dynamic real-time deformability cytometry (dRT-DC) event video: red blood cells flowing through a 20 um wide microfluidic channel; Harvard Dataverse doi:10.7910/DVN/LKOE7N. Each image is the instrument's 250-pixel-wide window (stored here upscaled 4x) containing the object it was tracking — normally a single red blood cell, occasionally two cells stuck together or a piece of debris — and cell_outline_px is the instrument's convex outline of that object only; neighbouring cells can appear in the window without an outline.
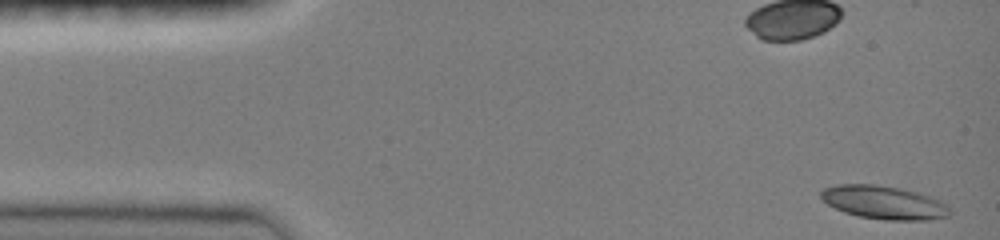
{"species": "common noctule bat (a hibernating species)", "species_latin": "Nyctalus noctula", "temperature_condition": "room temperature", "stored_images_in_passage": 44, "camera_frame_rate_fps": 3000, "um_per_image_px": 0.085, "animal": {"sex": "female", "body_mass_g": 19.0, "forearm_length_mm": 51.5}, "frame": {"image": 1, "passage_image": 1, "time_ms": 0.0, "image_size_px": [1000, 240], "cell_outline_px": [[952, 212], [948, 216], [928, 220], [884, 220], [856, 216], [844, 212], [828, 204], [820, 196], [820, 192], [824, 188], [836, 184], [872, 184], [900, 188], [916, 192], [940, 200]], "centroid_in_image_um": [75.11, 17.21], "position_along_channel_um": 9.9, "area_um2": 24.97}}
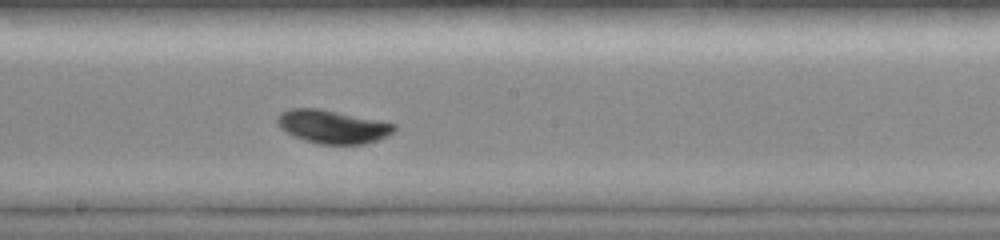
{"frame": {"image": 2, "passage_image": 25, "time_ms": 8.0, "image_size_px": [1000, 240], "cell_outline_px": [[396, 128], [388, 136], [364, 144], [320, 144], [304, 140], [280, 128], [276, 124], [276, 116], [280, 112], [288, 108], [320, 108], [396, 124]], "centroid_in_image_um": [28.23, 10.75], "position_along_channel_um": 220.0, "area_um2": 22.66}}
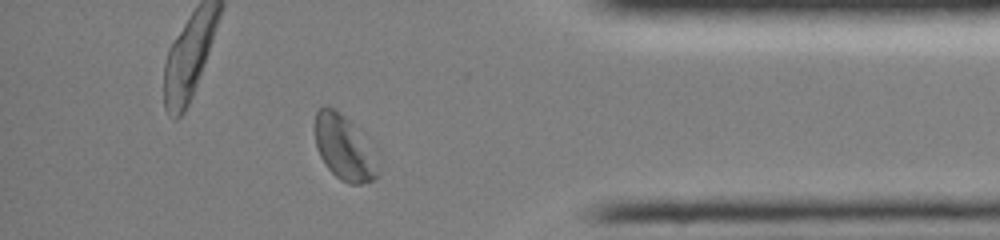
{"frame": {"image": 3, "passage_image": 40, "time_ms": 13.0, "image_size_px": [1000, 240], "cell_outline_px": [[380, 172], [372, 180], [360, 184], [348, 184], [340, 180], [328, 168], [320, 156], [316, 148], [316, 112], [324, 104], [332, 108], [344, 116], [376, 144], [380, 152]], "centroid_in_image_um": [29.39, 12.58], "position_along_channel_um": 405.8, "area_um2": 24.85}, "authors_computed_cell_mechanics": {"area_um2": 22.542, "velocity_mm_per_s": 3.9981, "shape_relaxation_time_tau1_ms": 1.5055, "shape_relaxation_time_tau2_ms": null, "deformation_change_tau1": 0.1034, "deformation_change_tau2": null}}